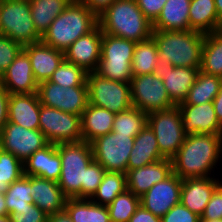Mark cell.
<instances>
[{
  "mask_svg": "<svg viewBox=\"0 0 222 222\" xmlns=\"http://www.w3.org/2000/svg\"><path fill=\"white\" fill-rule=\"evenodd\" d=\"M222 158V134L186 135L184 143L171 159L173 173L182 180L211 176ZM219 161V162H218Z\"/></svg>",
  "mask_w": 222,
  "mask_h": 222,
  "instance_id": "obj_1",
  "label": "cell"
},
{
  "mask_svg": "<svg viewBox=\"0 0 222 222\" xmlns=\"http://www.w3.org/2000/svg\"><path fill=\"white\" fill-rule=\"evenodd\" d=\"M102 33L142 42L152 37V22L142 13L135 0H114L100 15Z\"/></svg>",
  "mask_w": 222,
  "mask_h": 222,
  "instance_id": "obj_2",
  "label": "cell"
},
{
  "mask_svg": "<svg viewBox=\"0 0 222 222\" xmlns=\"http://www.w3.org/2000/svg\"><path fill=\"white\" fill-rule=\"evenodd\" d=\"M97 25L98 16L81 0H72L53 20L41 41L64 52L79 37L91 32Z\"/></svg>",
  "mask_w": 222,
  "mask_h": 222,
  "instance_id": "obj_3",
  "label": "cell"
},
{
  "mask_svg": "<svg viewBox=\"0 0 222 222\" xmlns=\"http://www.w3.org/2000/svg\"><path fill=\"white\" fill-rule=\"evenodd\" d=\"M204 37V33L194 30L152 31L158 57L164 58L174 67L200 68Z\"/></svg>",
  "mask_w": 222,
  "mask_h": 222,
  "instance_id": "obj_4",
  "label": "cell"
},
{
  "mask_svg": "<svg viewBox=\"0 0 222 222\" xmlns=\"http://www.w3.org/2000/svg\"><path fill=\"white\" fill-rule=\"evenodd\" d=\"M61 159L58 185L67 198H82V185H86L87 166L94 160L92 145L78 141L57 144Z\"/></svg>",
  "mask_w": 222,
  "mask_h": 222,
  "instance_id": "obj_5",
  "label": "cell"
},
{
  "mask_svg": "<svg viewBox=\"0 0 222 222\" xmlns=\"http://www.w3.org/2000/svg\"><path fill=\"white\" fill-rule=\"evenodd\" d=\"M136 42L102 33L100 61L95 71L109 80L131 83Z\"/></svg>",
  "mask_w": 222,
  "mask_h": 222,
  "instance_id": "obj_6",
  "label": "cell"
},
{
  "mask_svg": "<svg viewBox=\"0 0 222 222\" xmlns=\"http://www.w3.org/2000/svg\"><path fill=\"white\" fill-rule=\"evenodd\" d=\"M2 36L27 45L41 41L31 16L29 0H0Z\"/></svg>",
  "mask_w": 222,
  "mask_h": 222,
  "instance_id": "obj_7",
  "label": "cell"
},
{
  "mask_svg": "<svg viewBox=\"0 0 222 222\" xmlns=\"http://www.w3.org/2000/svg\"><path fill=\"white\" fill-rule=\"evenodd\" d=\"M147 125L154 132L160 154L172 159L184 143L186 134L178 106L147 114Z\"/></svg>",
  "mask_w": 222,
  "mask_h": 222,
  "instance_id": "obj_8",
  "label": "cell"
},
{
  "mask_svg": "<svg viewBox=\"0 0 222 222\" xmlns=\"http://www.w3.org/2000/svg\"><path fill=\"white\" fill-rule=\"evenodd\" d=\"M89 104L117 114L132 107L131 84L109 80L94 72L87 73Z\"/></svg>",
  "mask_w": 222,
  "mask_h": 222,
  "instance_id": "obj_9",
  "label": "cell"
},
{
  "mask_svg": "<svg viewBox=\"0 0 222 222\" xmlns=\"http://www.w3.org/2000/svg\"><path fill=\"white\" fill-rule=\"evenodd\" d=\"M135 136L111 132L97 137L91 142L94 160L106 171L126 174Z\"/></svg>",
  "mask_w": 222,
  "mask_h": 222,
  "instance_id": "obj_10",
  "label": "cell"
},
{
  "mask_svg": "<svg viewBox=\"0 0 222 222\" xmlns=\"http://www.w3.org/2000/svg\"><path fill=\"white\" fill-rule=\"evenodd\" d=\"M39 130L51 144L82 141L81 116L41 105Z\"/></svg>",
  "mask_w": 222,
  "mask_h": 222,
  "instance_id": "obj_11",
  "label": "cell"
},
{
  "mask_svg": "<svg viewBox=\"0 0 222 222\" xmlns=\"http://www.w3.org/2000/svg\"><path fill=\"white\" fill-rule=\"evenodd\" d=\"M130 84L132 106L146 114L176 106L171 101L162 79L154 73L133 76Z\"/></svg>",
  "mask_w": 222,
  "mask_h": 222,
  "instance_id": "obj_12",
  "label": "cell"
},
{
  "mask_svg": "<svg viewBox=\"0 0 222 222\" xmlns=\"http://www.w3.org/2000/svg\"><path fill=\"white\" fill-rule=\"evenodd\" d=\"M41 105L80 115L89 103L88 86L64 87L49 80L38 84Z\"/></svg>",
  "mask_w": 222,
  "mask_h": 222,
  "instance_id": "obj_13",
  "label": "cell"
},
{
  "mask_svg": "<svg viewBox=\"0 0 222 222\" xmlns=\"http://www.w3.org/2000/svg\"><path fill=\"white\" fill-rule=\"evenodd\" d=\"M48 144L39 129H27L12 122H7L0 132V148L16 156L22 163Z\"/></svg>",
  "mask_w": 222,
  "mask_h": 222,
  "instance_id": "obj_14",
  "label": "cell"
},
{
  "mask_svg": "<svg viewBox=\"0 0 222 222\" xmlns=\"http://www.w3.org/2000/svg\"><path fill=\"white\" fill-rule=\"evenodd\" d=\"M200 68L174 67L162 57H158L154 75L161 78L171 101L177 106L187 98L195 83Z\"/></svg>",
  "mask_w": 222,
  "mask_h": 222,
  "instance_id": "obj_15",
  "label": "cell"
},
{
  "mask_svg": "<svg viewBox=\"0 0 222 222\" xmlns=\"http://www.w3.org/2000/svg\"><path fill=\"white\" fill-rule=\"evenodd\" d=\"M183 180L172 173L164 181L154 184L140 197V205L155 216L163 217L174 205L180 203Z\"/></svg>",
  "mask_w": 222,
  "mask_h": 222,
  "instance_id": "obj_16",
  "label": "cell"
},
{
  "mask_svg": "<svg viewBox=\"0 0 222 222\" xmlns=\"http://www.w3.org/2000/svg\"><path fill=\"white\" fill-rule=\"evenodd\" d=\"M101 41L102 30L97 25L64 51L65 60L82 67L86 72L96 71L100 61Z\"/></svg>",
  "mask_w": 222,
  "mask_h": 222,
  "instance_id": "obj_17",
  "label": "cell"
},
{
  "mask_svg": "<svg viewBox=\"0 0 222 222\" xmlns=\"http://www.w3.org/2000/svg\"><path fill=\"white\" fill-rule=\"evenodd\" d=\"M0 84L9 94L37 93L38 83L35 81L29 56L24 49L2 74Z\"/></svg>",
  "mask_w": 222,
  "mask_h": 222,
  "instance_id": "obj_18",
  "label": "cell"
},
{
  "mask_svg": "<svg viewBox=\"0 0 222 222\" xmlns=\"http://www.w3.org/2000/svg\"><path fill=\"white\" fill-rule=\"evenodd\" d=\"M180 109L182 126L186 135L222 134L213 102L199 105H177Z\"/></svg>",
  "mask_w": 222,
  "mask_h": 222,
  "instance_id": "obj_19",
  "label": "cell"
},
{
  "mask_svg": "<svg viewBox=\"0 0 222 222\" xmlns=\"http://www.w3.org/2000/svg\"><path fill=\"white\" fill-rule=\"evenodd\" d=\"M172 173V160L167 158L140 168L127 170V189L141 197L154 184L164 181Z\"/></svg>",
  "mask_w": 222,
  "mask_h": 222,
  "instance_id": "obj_20",
  "label": "cell"
},
{
  "mask_svg": "<svg viewBox=\"0 0 222 222\" xmlns=\"http://www.w3.org/2000/svg\"><path fill=\"white\" fill-rule=\"evenodd\" d=\"M221 183V180L214 177L184 179L181 186L180 203L201 217L214 190Z\"/></svg>",
  "mask_w": 222,
  "mask_h": 222,
  "instance_id": "obj_21",
  "label": "cell"
},
{
  "mask_svg": "<svg viewBox=\"0 0 222 222\" xmlns=\"http://www.w3.org/2000/svg\"><path fill=\"white\" fill-rule=\"evenodd\" d=\"M32 66L35 81L39 84L47 81L65 59L64 52L55 49L42 41L23 46Z\"/></svg>",
  "mask_w": 222,
  "mask_h": 222,
  "instance_id": "obj_22",
  "label": "cell"
},
{
  "mask_svg": "<svg viewBox=\"0 0 222 222\" xmlns=\"http://www.w3.org/2000/svg\"><path fill=\"white\" fill-rule=\"evenodd\" d=\"M40 99L37 93L10 94L8 122L27 129H39Z\"/></svg>",
  "mask_w": 222,
  "mask_h": 222,
  "instance_id": "obj_23",
  "label": "cell"
},
{
  "mask_svg": "<svg viewBox=\"0 0 222 222\" xmlns=\"http://www.w3.org/2000/svg\"><path fill=\"white\" fill-rule=\"evenodd\" d=\"M24 175L38 176L58 182L61 174V159L57 144L49 143L34 152L24 163Z\"/></svg>",
  "mask_w": 222,
  "mask_h": 222,
  "instance_id": "obj_24",
  "label": "cell"
},
{
  "mask_svg": "<svg viewBox=\"0 0 222 222\" xmlns=\"http://www.w3.org/2000/svg\"><path fill=\"white\" fill-rule=\"evenodd\" d=\"M31 195L34 204L47 215L61 212L65 208L67 197L58 182L38 176H31Z\"/></svg>",
  "mask_w": 222,
  "mask_h": 222,
  "instance_id": "obj_25",
  "label": "cell"
},
{
  "mask_svg": "<svg viewBox=\"0 0 222 222\" xmlns=\"http://www.w3.org/2000/svg\"><path fill=\"white\" fill-rule=\"evenodd\" d=\"M164 159L160 154L156 136L146 125L134 138V144L129 155L127 170H133Z\"/></svg>",
  "mask_w": 222,
  "mask_h": 222,
  "instance_id": "obj_26",
  "label": "cell"
},
{
  "mask_svg": "<svg viewBox=\"0 0 222 222\" xmlns=\"http://www.w3.org/2000/svg\"><path fill=\"white\" fill-rule=\"evenodd\" d=\"M115 115L108 109L88 103L81 114L82 140L91 143L97 137L111 133Z\"/></svg>",
  "mask_w": 222,
  "mask_h": 222,
  "instance_id": "obj_27",
  "label": "cell"
},
{
  "mask_svg": "<svg viewBox=\"0 0 222 222\" xmlns=\"http://www.w3.org/2000/svg\"><path fill=\"white\" fill-rule=\"evenodd\" d=\"M191 0H167L158 18L152 23L153 30L188 31Z\"/></svg>",
  "mask_w": 222,
  "mask_h": 222,
  "instance_id": "obj_28",
  "label": "cell"
},
{
  "mask_svg": "<svg viewBox=\"0 0 222 222\" xmlns=\"http://www.w3.org/2000/svg\"><path fill=\"white\" fill-rule=\"evenodd\" d=\"M190 30L204 34L222 29V20L218 17L215 0H191L189 7Z\"/></svg>",
  "mask_w": 222,
  "mask_h": 222,
  "instance_id": "obj_29",
  "label": "cell"
},
{
  "mask_svg": "<svg viewBox=\"0 0 222 222\" xmlns=\"http://www.w3.org/2000/svg\"><path fill=\"white\" fill-rule=\"evenodd\" d=\"M64 210L73 222H111L107 206L91 199L67 198Z\"/></svg>",
  "mask_w": 222,
  "mask_h": 222,
  "instance_id": "obj_30",
  "label": "cell"
},
{
  "mask_svg": "<svg viewBox=\"0 0 222 222\" xmlns=\"http://www.w3.org/2000/svg\"><path fill=\"white\" fill-rule=\"evenodd\" d=\"M72 0H29L31 16L37 32L43 36L53 20Z\"/></svg>",
  "mask_w": 222,
  "mask_h": 222,
  "instance_id": "obj_31",
  "label": "cell"
},
{
  "mask_svg": "<svg viewBox=\"0 0 222 222\" xmlns=\"http://www.w3.org/2000/svg\"><path fill=\"white\" fill-rule=\"evenodd\" d=\"M200 71L222 78V29L205 34Z\"/></svg>",
  "mask_w": 222,
  "mask_h": 222,
  "instance_id": "obj_32",
  "label": "cell"
},
{
  "mask_svg": "<svg viewBox=\"0 0 222 222\" xmlns=\"http://www.w3.org/2000/svg\"><path fill=\"white\" fill-rule=\"evenodd\" d=\"M221 84L222 78L199 71L187 98L178 105H199L213 102L215 96L219 93Z\"/></svg>",
  "mask_w": 222,
  "mask_h": 222,
  "instance_id": "obj_33",
  "label": "cell"
},
{
  "mask_svg": "<svg viewBox=\"0 0 222 222\" xmlns=\"http://www.w3.org/2000/svg\"><path fill=\"white\" fill-rule=\"evenodd\" d=\"M157 64L158 48L154 39L151 37L145 41L136 42L131 62L132 76L154 73Z\"/></svg>",
  "mask_w": 222,
  "mask_h": 222,
  "instance_id": "obj_34",
  "label": "cell"
},
{
  "mask_svg": "<svg viewBox=\"0 0 222 222\" xmlns=\"http://www.w3.org/2000/svg\"><path fill=\"white\" fill-rule=\"evenodd\" d=\"M127 189L126 174L106 171L97 192L91 200L98 205L108 206L119 194Z\"/></svg>",
  "mask_w": 222,
  "mask_h": 222,
  "instance_id": "obj_35",
  "label": "cell"
},
{
  "mask_svg": "<svg viewBox=\"0 0 222 222\" xmlns=\"http://www.w3.org/2000/svg\"><path fill=\"white\" fill-rule=\"evenodd\" d=\"M5 202L8 213L20 212L27 208V205L34 204L31 195V176L22 175L15 182L10 184L5 193Z\"/></svg>",
  "mask_w": 222,
  "mask_h": 222,
  "instance_id": "obj_36",
  "label": "cell"
},
{
  "mask_svg": "<svg viewBox=\"0 0 222 222\" xmlns=\"http://www.w3.org/2000/svg\"><path fill=\"white\" fill-rule=\"evenodd\" d=\"M147 125V114L136 107H131L115 115L113 133L137 135Z\"/></svg>",
  "mask_w": 222,
  "mask_h": 222,
  "instance_id": "obj_37",
  "label": "cell"
},
{
  "mask_svg": "<svg viewBox=\"0 0 222 222\" xmlns=\"http://www.w3.org/2000/svg\"><path fill=\"white\" fill-rule=\"evenodd\" d=\"M139 206L140 197L126 189L107 206L111 222H129Z\"/></svg>",
  "mask_w": 222,
  "mask_h": 222,
  "instance_id": "obj_38",
  "label": "cell"
},
{
  "mask_svg": "<svg viewBox=\"0 0 222 222\" xmlns=\"http://www.w3.org/2000/svg\"><path fill=\"white\" fill-rule=\"evenodd\" d=\"M87 73L82 67L64 59L49 81L64 87L88 86Z\"/></svg>",
  "mask_w": 222,
  "mask_h": 222,
  "instance_id": "obj_39",
  "label": "cell"
},
{
  "mask_svg": "<svg viewBox=\"0 0 222 222\" xmlns=\"http://www.w3.org/2000/svg\"><path fill=\"white\" fill-rule=\"evenodd\" d=\"M24 175L23 163L10 152L0 148V193L5 194L10 184Z\"/></svg>",
  "mask_w": 222,
  "mask_h": 222,
  "instance_id": "obj_40",
  "label": "cell"
},
{
  "mask_svg": "<svg viewBox=\"0 0 222 222\" xmlns=\"http://www.w3.org/2000/svg\"><path fill=\"white\" fill-rule=\"evenodd\" d=\"M106 170L95 160L87 166L86 185H82V198L91 199L97 192Z\"/></svg>",
  "mask_w": 222,
  "mask_h": 222,
  "instance_id": "obj_41",
  "label": "cell"
},
{
  "mask_svg": "<svg viewBox=\"0 0 222 222\" xmlns=\"http://www.w3.org/2000/svg\"><path fill=\"white\" fill-rule=\"evenodd\" d=\"M22 49L23 45L19 42L6 36H0V77Z\"/></svg>",
  "mask_w": 222,
  "mask_h": 222,
  "instance_id": "obj_42",
  "label": "cell"
},
{
  "mask_svg": "<svg viewBox=\"0 0 222 222\" xmlns=\"http://www.w3.org/2000/svg\"><path fill=\"white\" fill-rule=\"evenodd\" d=\"M47 214L35 204L27 205V208L9 214L11 222H47Z\"/></svg>",
  "mask_w": 222,
  "mask_h": 222,
  "instance_id": "obj_43",
  "label": "cell"
},
{
  "mask_svg": "<svg viewBox=\"0 0 222 222\" xmlns=\"http://www.w3.org/2000/svg\"><path fill=\"white\" fill-rule=\"evenodd\" d=\"M200 216L191 212L181 203L174 205L163 217L161 222H199Z\"/></svg>",
  "mask_w": 222,
  "mask_h": 222,
  "instance_id": "obj_44",
  "label": "cell"
},
{
  "mask_svg": "<svg viewBox=\"0 0 222 222\" xmlns=\"http://www.w3.org/2000/svg\"><path fill=\"white\" fill-rule=\"evenodd\" d=\"M200 219H222V183L214 190Z\"/></svg>",
  "mask_w": 222,
  "mask_h": 222,
  "instance_id": "obj_45",
  "label": "cell"
},
{
  "mask_svg": "<svg viewBox=\"0 0 222 222\" xmlns=\"http://www.w3.org/2000/svg\"><path fill=\"white\" fill-rule=\"evenodd\" d=\"M144 16L154 22L161 13L167 0H135Z\"/></svg>",
  "mask_w": 222,
  "mask_h": 222,
  "instance_id": "obj_46",
  "label": "cell"
},
{
  "mask_svg": "<svg viewBox=\"0 0 222 222\" xmlns=\"http://www.w3.org/2000/svg\"><path fill=\"white\" fill-rule=\"evenodd\" d=\"M9 92L0 84V132L8 122Z\"/></svg>",
  "mask_w": 222,
  "mask_h": 222,
  "instance_id": "obj_47",
  "label": "cell"
},
{
  "mask_svg": "<svg viewBox=\"0 0 222 222\" xmlns=\"http://www.w3.org/2000/svg\"><path fill=\"white\" fill-rule=\"evenodd\" d=\"M129 222H161V218L140 205Z\"/></svg>",
  "mask_w": 222,
  "mask_h": 222,
  "instance_id": "obj_48",
  "label": "cell"
},
{
  "mask_svg": "<svg viewBox=\"0 0 222 222\" xmlns=\"http://www.w3.org/2000/svg\"><path fill=\"white\" fill-rule=\"evenodd\" d=\"M97 16L100 15L114 0H81Z\"/></svg>",
  "mask_w": 222,
  "mask_h": 222,
  "instance_id": "obj_49",
  "label": "cell"
},
{
  "mask_svg": "<svg viewBox=\"0 0 222 222\" xmlns=\"http://www.w3.org/2000/svg\"><path fill=\"white\" fill-rule=\"evenodd\" d=\"M213 107L215 110L216 118L219 124L222 126V84L220 86L219 93L213 100Z\"/></svg>",
  "mask_w": 222,
  "mask_h": 222,
  "instance_id": "obj_50",
  "label": "cell"
},
{
  "mask_svg": "<svg viewBox=\"0 0 222 222\" xmlns=\"http://www.w3.org/2000/svg\"><path fill=\"white\" fill-rule=\"evenodd\" d=\"M47 222H73L68 213L63 210L61 212L47 216Z\"/></svg>",
  "mask_w": 222,
  "mask_h": 222,
  "instance_id": "obj_51",
  "label": "cell"
},
{
  "mask_svg": "<svg viewBox=\"0 0 222 222\" xmlns=\"http://www.w3.org/2000/svg\"><path fill=\"white\" fill-rule=\"evenodd\" d=\"M8 215L9 213L6 207L5 194L0 193V216H8Z\"/></svg>",
  "mask_w": 222,
  "mask_h": 222,
  "instance_id": "obj_52",
  "label": "cell"
},
{
  "mask_svg": "<svg viewBox=\"0 0 222 222\" xmlns=\"http://www.w3.org/2000/svg\"><path fill=\"white\" fill-rule=\"evenodd\" d=\"M215 7L218 17L222 20V0H215Z\"/></svg>",
  "mask_w": 222,
  "mask_h": 222,
  "instance_id": "obj_53",
  "label": "cell"
},
{
  "mask_svg": "<svg viewBox=\"0 0 222 222\" xmlns=\"http://www.w3.org/2000/svg\"><path fill=\"white\" fill-rule=\"evenodd\" d=\"M199 222H222V219H212V220H209V219H200Z\"/></svg>",
  "mask_w": 222,
  "mask_h": 222,
  "instance_id": "obj_54",
  "label": "cell"
},
{
  "mask_svg": "<svg viewBox=\"0 0 222 222\" xmlns=\"http://www.w3.org/2000/svg\"><path fill=\"white\" fill-rule=\"evenodd\" d=\"M0 222H11V219L8 216H0Z\"/></svg>",
  "mask_w": 222,
  "mask_h": 222,
  "instance_id": "obj_55",
  "label": "cell"
},
{
  "mask_svg": "<svg viewBox=\"0 0 222 222\" xmlns=\"http://www.w3.org/2000/svg\"><path fill=\"white\" fill-rule=\"evenodd\" d=\"M0 36H2V32H1V22H0Z\"/></svg>",
  "mask_w": 222,
  "mask_h": 222,
  "instance_id": "obj_56",
  "label": "cell"
}]
</instances>
